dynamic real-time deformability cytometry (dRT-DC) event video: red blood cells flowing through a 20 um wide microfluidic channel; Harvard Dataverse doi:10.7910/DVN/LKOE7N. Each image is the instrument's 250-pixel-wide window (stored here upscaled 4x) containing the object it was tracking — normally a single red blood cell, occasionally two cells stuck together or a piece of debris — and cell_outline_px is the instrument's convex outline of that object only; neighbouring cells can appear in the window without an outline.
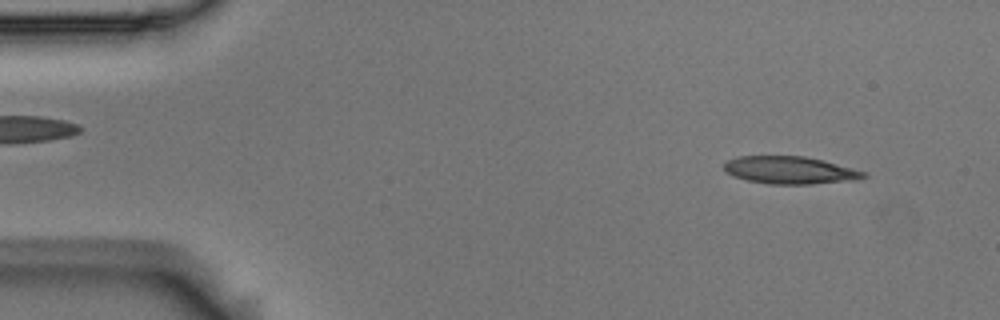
{"species": "Egyptian fruit bat (a non-hibernating species)", "species_latin": "Rousettus aegyptiacus", "temperature_condition": "room temperature", "stored_images_in_passage": 53, "camera_frame_rate_fps": 3000, "um_per_image_px": 0.085, "animal": {"sex": "male"}, "frame": {"image": 1, "passage_image": 4, "time_ms": 1.0, "image_size_px": [1000, 320], "cell_outline_px": [[868, 176], [852, 180], [812, 184], [768, 184], [748, 180], [732, 176], [724, 172], [724, 164], [728, 160], [736, 156], [804, 156], [824, 160], [852, 168], [864, 172]], "centroid_in_image_um": [67.09, 14.46], "position_along_channel_um": 17.9, "area_um2": 22.37}}
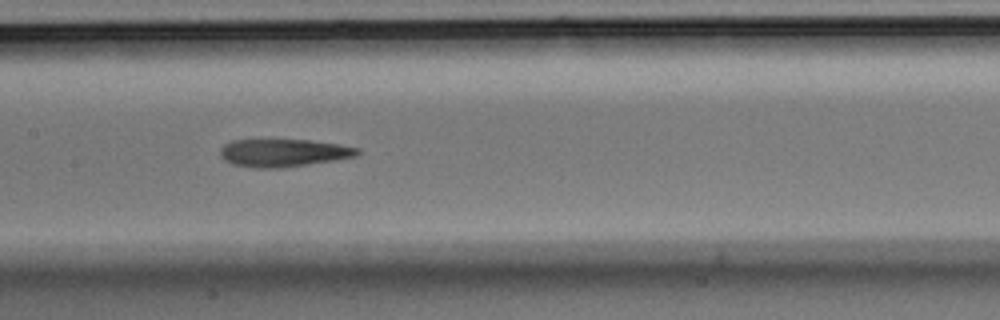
{"frame": {"image": 2, "passage_image": 25, "time_ms": 8.0, "image_size_px": [1000, 320], "cell_outline_px": [[360, 152], [356, 156], [336, 160], [284, 168], [252, 168], [232, 164], [224, 160], [220, 156], [220, 148], [224, 144], [232, 140], [308, 140], [340, 144], [360, 148]], "centroid_in_image_um": [24.09, 13.0], "position_along_channel_um": 183.3, "area_um2": 22.43}}
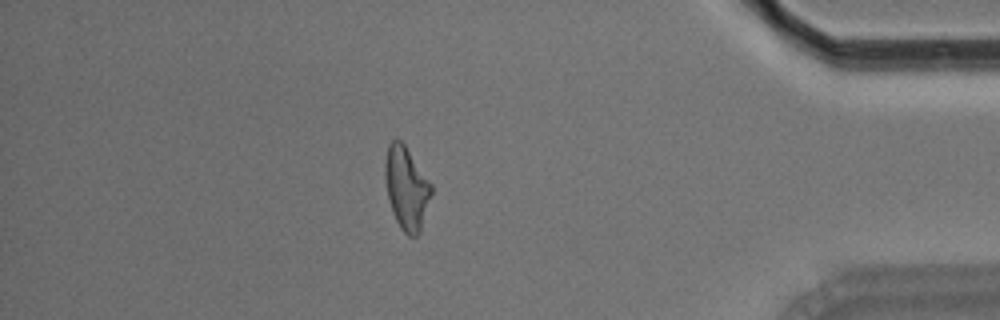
{"frame": {"image": 3, "passage_image": 46, "time_ms": 15.0, "image_size_px": [1000, 320], "cell_outline_px": [[432, 192], [420, 232], [416, 236], [408, 236], [400, 228], [392, 212], [388, 200], [384, 176], [384, 164], [388, 144], [392, 140], [400, 140], [404, 144], [432, 184]], "centroid_in_image_um": [34.53, 15.99], "position_along_channel_um": 400.7, "area_um2": 22.37}, "authors_computed_cell_mechanics": {"area_um2": 22.6576, "velocity_mm_per_s": 3.6591, "shape_relaxation_time_tau1_ms": null, "shape_relaxation_time_tau2_ms": 2.11, "deformation_change_tau1": null, "deformation_change_tau2": 0.1208}}